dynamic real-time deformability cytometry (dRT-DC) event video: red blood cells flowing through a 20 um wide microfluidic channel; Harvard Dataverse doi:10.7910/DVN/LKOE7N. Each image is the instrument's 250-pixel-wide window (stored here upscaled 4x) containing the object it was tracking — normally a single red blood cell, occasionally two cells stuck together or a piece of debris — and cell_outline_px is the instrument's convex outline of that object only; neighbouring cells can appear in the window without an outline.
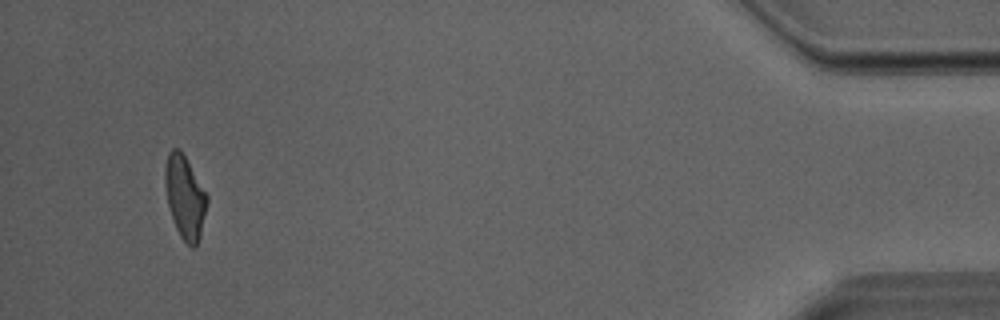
{"species": "Egyptian fruit bat (a non-hibernating species)", "species_latin": "Rousettus aegyptiacus", "temperature_condition": "room temperature", "stored_images_in_passage": 31, "camera_frame_rate_fps": 3000, "um_per_image_px": 0.085, "animal": {"sex": "male"}, "frame": {"image": 1, "passage_image": 31, "time_ms": 10.0, "image_size_px": [1000, 320], "cell_outline_px": [[208, 200], [200, 236], [196, 244], [192, 248], [180, 236], [172, 220], [168, 204], [164, 180], [164, 168], [168, 152], [172, 148], [180, 148], [208, 196]], "centroid_in_image_um": [15.7, 16.72], "position_along_channel_um": 419.5, "area_um2": 20.17}}